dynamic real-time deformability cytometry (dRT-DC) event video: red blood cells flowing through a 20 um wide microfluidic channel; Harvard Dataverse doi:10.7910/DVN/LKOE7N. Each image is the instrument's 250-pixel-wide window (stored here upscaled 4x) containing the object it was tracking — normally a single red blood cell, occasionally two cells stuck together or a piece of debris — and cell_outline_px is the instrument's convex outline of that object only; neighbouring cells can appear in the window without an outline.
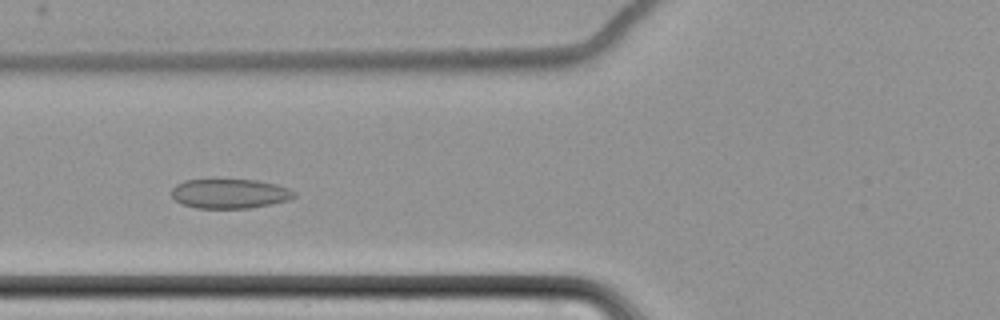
{"species": "common noctule bat (a hibernating species)", "species_latin": "Nyctalus noctula", "temperature_condition": "cold", "stored_images_in_passage": 9, "camera_frame_rate_fps": 3000, "um_per_image_px": 0.085, "animal": {"sex": "female", "body_mass_g": 22.7, "forearm_length_mm": 54.2}, "frame": {"image": 1, "passage_image": 6, "time_ms": 6.667, "image_size_px": [1000, 320], "cell_outline_px": [[296, 196], [288, 200], [248, 208], [196, 208], [184, 204], [176, 200], [172, 196], [172, 188], [176, 184], [184, 180], [256, 180], [276, 184], [288, 188], [296, 192]], "centroid_in_image_um": [19.53, 16.45], "position_along_channel_um": 106.3, "area_um2": 20.87}}
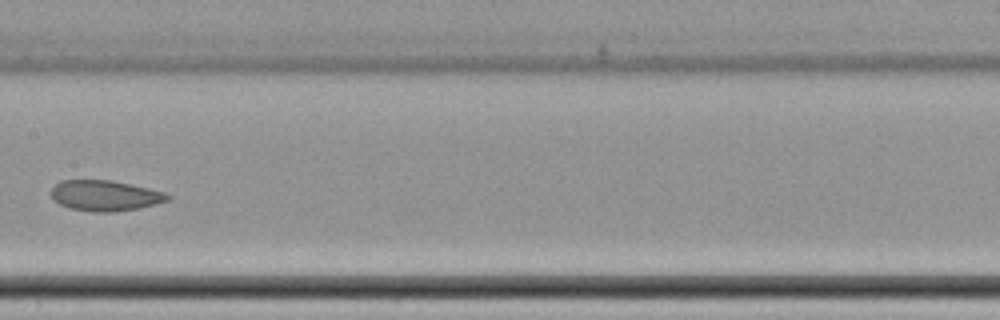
{"frame": {"image": 2, "passage_image": 8, "time_ms": 9.333, "image_size_px": [1000, 320], "cell_outline_px": [[172, 196], [168, 200], [140, 208], [116, 212], [92, 212], [68, 208], [52, 200], [52, 188], [60, 180], [112, 180], [148, 188], [164, 192]], "centroid_in_image_um": [8.91, 16.63], "position_along_channel_um": 198.5, "area_um2": 20.87}}
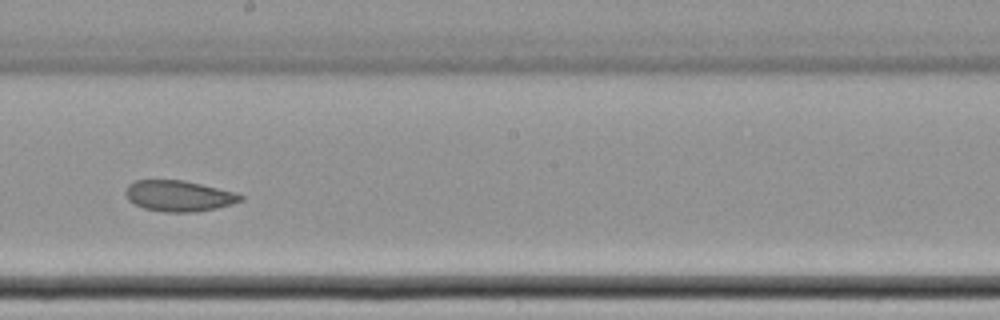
{"frame": {"image": 3, "passage_image": 9, "time_ms": 10.333, "image_size_px": [1000, 320], "cell_outline_px": [[244, 200], [232, 204], [216, 208], [196, 212], [164, 212], [144, 208], [128, 200], [124, 192], [128, 184], [136, 180], [184, 180], [236, 192], [244, 196]], "centroid_in_image_um": [15.21, 16.65], "position_along_channel_um": 233.0, "area_um2": 20.81}}